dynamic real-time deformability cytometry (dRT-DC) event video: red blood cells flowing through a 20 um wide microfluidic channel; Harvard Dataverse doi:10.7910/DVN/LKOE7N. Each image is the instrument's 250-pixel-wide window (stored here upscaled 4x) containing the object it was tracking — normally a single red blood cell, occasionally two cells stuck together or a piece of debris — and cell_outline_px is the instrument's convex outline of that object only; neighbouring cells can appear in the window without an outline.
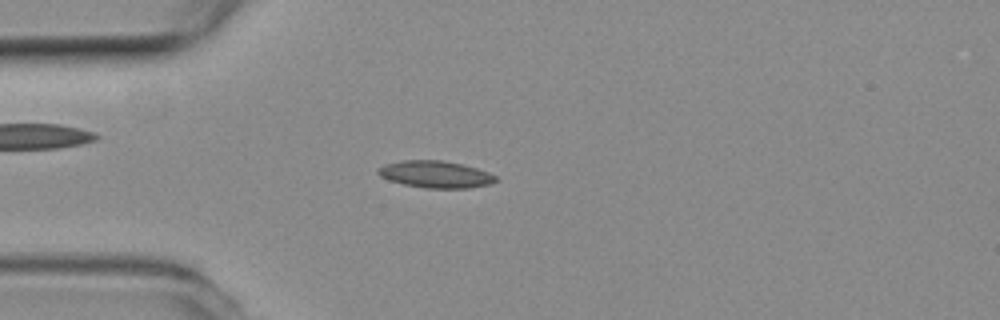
{"species": "common noctule bat (a hibernating species)", "species_latin": "Nyctalus noctula", "temperature_condition": "room temperature", "stored_images_in_passage": 4, "camera_frame_rate_fps": 3000, "um_per_image_px": 0.085, "animal": {"sex": "female", "body_mass_g": 19.3, "forearm_length_mm": 54.1}, "frame": {"image": 1, "passage_image": 3, "time_ms": 0.667, "image_size_px": [1000, 320], "cell_outline_px": [[496, 180], [492, 184], [468, 188], [424, 188], [404, 184], [388, 180], [380, 176], [376, 172], [384, 164], [404, 160], [440, 160], [460, 164], [476, 168], [488, 172], [496, 176]], "centroid_in_image_um": [37.01, 14.82], "position_along_channel_um": 48.0, "area_um2": 18.38}}